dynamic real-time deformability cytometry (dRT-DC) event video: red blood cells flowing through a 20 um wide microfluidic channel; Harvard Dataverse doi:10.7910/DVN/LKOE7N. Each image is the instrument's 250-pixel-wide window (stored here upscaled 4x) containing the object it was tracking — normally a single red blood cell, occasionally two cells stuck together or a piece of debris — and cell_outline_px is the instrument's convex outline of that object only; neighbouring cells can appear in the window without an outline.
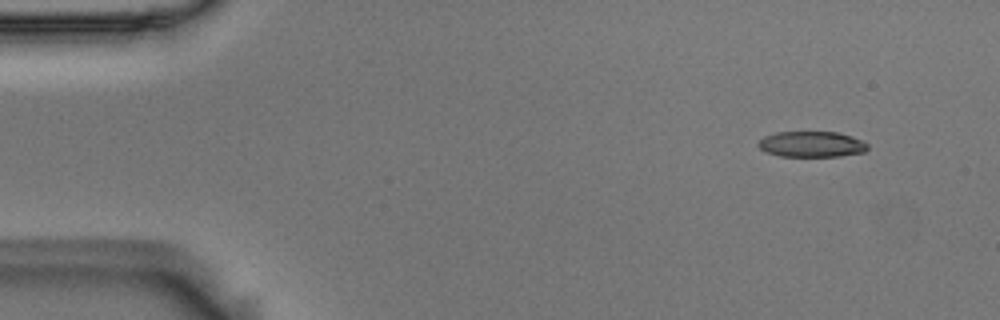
{"species": "Egyptian fruit bat (a non-hibernating species)", "species_latin": "Rousettus aegyptiacus", "temperature_condition": "room temperature", "stored_images_in_passage": 4, "camera_frame_rate_fps": 3000, "um_per_image_px": 0.085, "animal": {"sex": "male"}, "frame": {"image": 1, "passage_image": 1, "time_ms": 0.0, "image_size_px": [1000, 320], "cell_outline_px": [[868, 148], [864, 152], [840, 156], [780, 156], [764, 152], [756, 144], [764, 136], [776, 132], [840, 132], [864, 140], [868, 144]], "centroid_in_image_um": [69.0, 12.25], "position_along_channel_um": 16.0, "area_um2": 16.59}}